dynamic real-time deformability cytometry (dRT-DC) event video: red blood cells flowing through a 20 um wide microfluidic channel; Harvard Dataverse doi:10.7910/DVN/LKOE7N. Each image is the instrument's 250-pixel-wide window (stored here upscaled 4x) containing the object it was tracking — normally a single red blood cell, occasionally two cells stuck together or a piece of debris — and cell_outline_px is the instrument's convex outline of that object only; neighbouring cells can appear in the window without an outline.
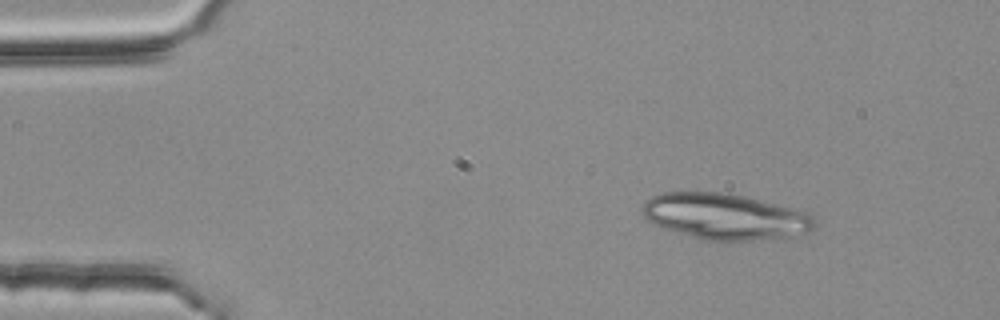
{"species": "common noctule bat (a hibernating species)", "species_latin": "Nyctalus noctula", "temperature_condition": "room temperature", "stored_images_in_passage": 2, "camera_frame_rate_fps": 3000, "um_per_image_px": 0.085, "animal": {"sex": "female", "body_mass_g": 25.1}, "frame": {"image": 1, "passage_image": 1, "time_ms": 0.0, "image_size_px": [1000, 320], "cell_outline_px": [[816, 224], [808, 232], [792, 236], [728, 244], [724, 244], [700, 240], [660, 228], [648, 220], [640, 212], [640, 208], [644, 200], [652, 196], [664, 192], [728, 192], [748, 196], [808, 212], [812, 216]], "centroid_in_image_um": [61.58, 18.44], "position_along_channel_um": 23.4, "area_um2": 47.8}}